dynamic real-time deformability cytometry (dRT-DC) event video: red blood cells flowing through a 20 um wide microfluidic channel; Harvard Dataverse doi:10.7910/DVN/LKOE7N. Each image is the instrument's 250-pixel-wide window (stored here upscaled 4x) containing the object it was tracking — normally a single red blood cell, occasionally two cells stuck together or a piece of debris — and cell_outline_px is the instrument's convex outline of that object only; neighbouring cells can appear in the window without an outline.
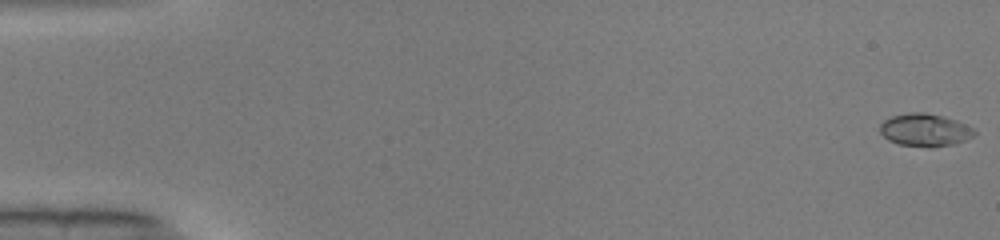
{"species": "common noctule bat (a hibernating species)", "species_latin": "Nyctalus noctula", "temperature_condition": "warm", "stored_images_in_passage": 50, "camera_frame_rate_fps": 3000, "um_per_image_px": 0.085, "animal": {"sex": "male", "body_mass_g": 19.0, "forearm_length_mm": 50.8}, "frame": {"image": 1, "passage_image": 1, "time_ms": 0.0, "image_size_px": [1000, 240], "cell_outline_px": [[976, 132], [972, 136], [964, 140], [952, 144], [932, 148], [900, 144], [888, 140], [880, 132], [880, 124], [884, 120], [892, 116], [908, 112], [924, 112], [944, 116], [956, 120], [972, 128]], "centroid_in_image_um": [78.59, 11.04], "position_along_channel_um": 6.4, "area_um2": 17.92}}
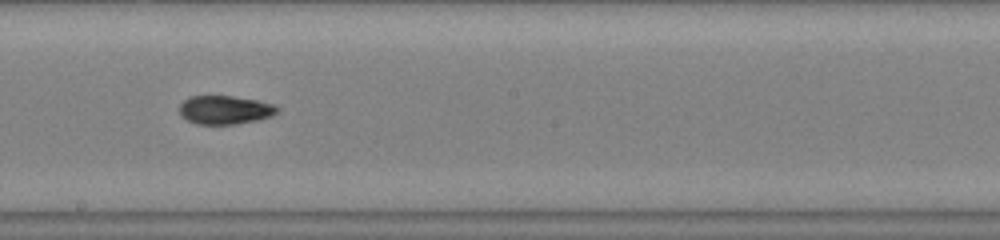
{"frame": {"image": 2, "passage_image": 29, "time_ms": 9.333, "image_size_px": [1000, 240], "cell_outline_px": [[280, 112], [272, 116], [260, 120], [232, 124], [196, 124], [188, 120], [180, 112], [180, 104], [188, 96], [232, 96], [256, 100], [276, 104], [280, 108]], "centroid_in_image_um": [19.19, 9.34], "position_along_channel_um": 229.0, "area_um2": 16.42}}
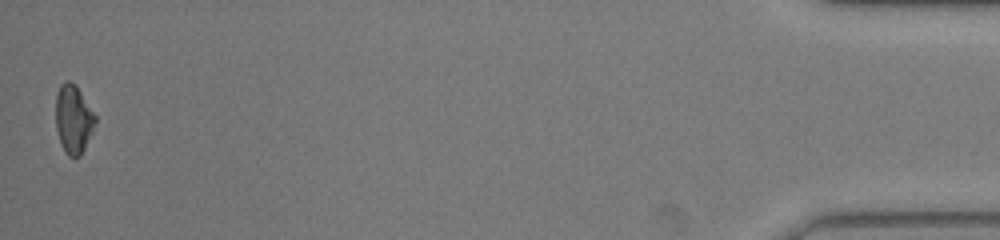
{"frame": {"image": 3, "passage_image": 50, "time_ms": 16.333, "image_size_px": [1000, 240], "cell_outline_px": [[96, 120], [92, 132], [80, 156], [68, 156], [64, 152], [60, 144], [56, 128], [56, 96], [60, 84], [64, 80], [68, 80], [80, 92], [96, 116]], "centroid_in_image_um": [6.22, 10.15], "position_along_channel_um": 429.0, "area_um2": 15.55}, "authors_computed_cell_mechanics": {"area_um2": 16.5019, "velocity_mm_per_s": 4.1152, "shape_relaxation_time_tau1_ms": 7.9722, "shape_relaxation_time_tau2_ms": 1.9075, "deformation_change_tau1": 0.2692, "deformation_change_tau2": 0.0496}}